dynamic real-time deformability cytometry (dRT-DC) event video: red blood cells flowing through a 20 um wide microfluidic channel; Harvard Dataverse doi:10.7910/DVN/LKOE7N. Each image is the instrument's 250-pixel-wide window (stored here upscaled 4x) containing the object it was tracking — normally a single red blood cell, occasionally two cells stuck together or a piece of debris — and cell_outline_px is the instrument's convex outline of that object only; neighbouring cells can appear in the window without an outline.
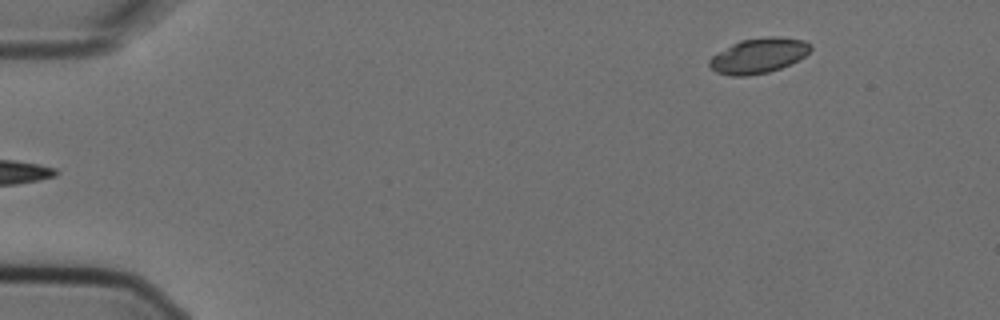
{"species": "Egyptian fruit bat (a non-hibernating species)", "species_latin": "Rousettus aegyptiacus", "temperature_condition": "cold", "stored_images_in_passage": 6, "segment_of_instrument_passage": [2, 2], "camera_frame_rate_fps": 3000, "um_per_image_px": 0.085, "animal": {"sex": "female"}, "frame": {"image": 1, "passage_image": 6, "time_ms": 1.667, "image_size_px": [1000, 320], "cell_outline_px": [[812, 48], [804, 56], [780, 68], [768, 72], [744, 76], [732, 76], [716, 72], [708, 68], [708, 60], [712, 56], [732, 44], [740, 40], [768, 36], [780, 36], [804, 40], [812, 44]], "centroid_in_image_um": [64.45, 4.72], "position_along_channel_um": 20.5, "area_um2": 20.69}}